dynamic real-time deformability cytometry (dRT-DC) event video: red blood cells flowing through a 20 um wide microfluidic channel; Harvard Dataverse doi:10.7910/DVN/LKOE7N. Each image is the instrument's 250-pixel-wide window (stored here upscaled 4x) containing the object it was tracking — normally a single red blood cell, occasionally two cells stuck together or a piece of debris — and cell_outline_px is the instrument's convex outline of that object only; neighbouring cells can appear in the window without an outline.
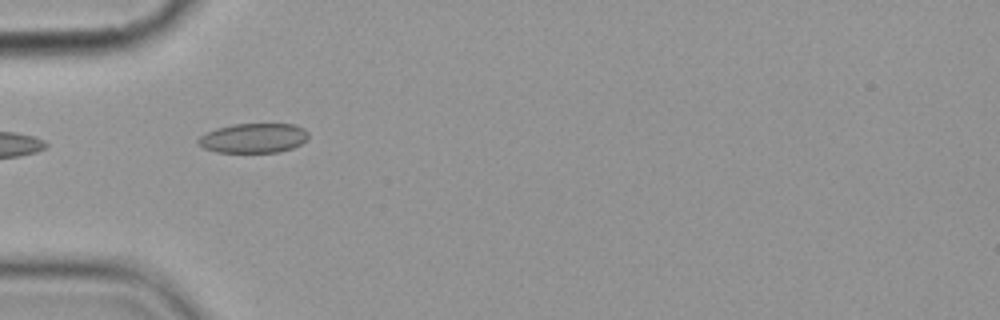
{"species": "common noctule bat (a hibernating species)", "species_latin": "Nyctalus noctula", "temperature_condition": "cold", "stored_images_in_passage": 6, "camera_frame_rate_fps": 3000, "um_per_image_px": 0.085, "animal": {"sex": "female", "body_mass_g": 19.9}, "frame": {"image": 1, "passage_image": 2, "time_ms": 1.0, "image_size_px": [1000, 320], "cell_outline_px": [[308, 140], [292, 148], [280, 152], [216, 152], [204, 148], [196, 144], [196, 140], [200, 136], [216, 128], [232, 124], [296, 124], [304, 128], [308, 132]], "centroid_in_image_um": [21.55, 11.73], "position_along_channel_um": 63.4, "area_um2": 19.19}}
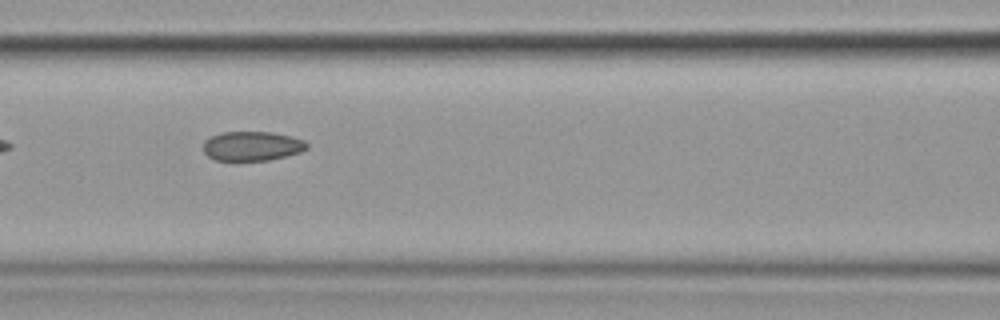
{"frame": {"image": 2, "passage_image": 4, "time_ms": 3.333, "image_size_px": [1000, 320], "cell_outline_px": [[308, 148], [300, 152], [268, 160], [216, 160], [208, 156], [204, 152], [204, 140], [220, 132], [272, 132], [292, 136], [304, 140], [308, 144]], "centroid_in_image_um": [21.43, 12.4], "position_along_channel_um": 145.2, "area_um2": 17.69}}
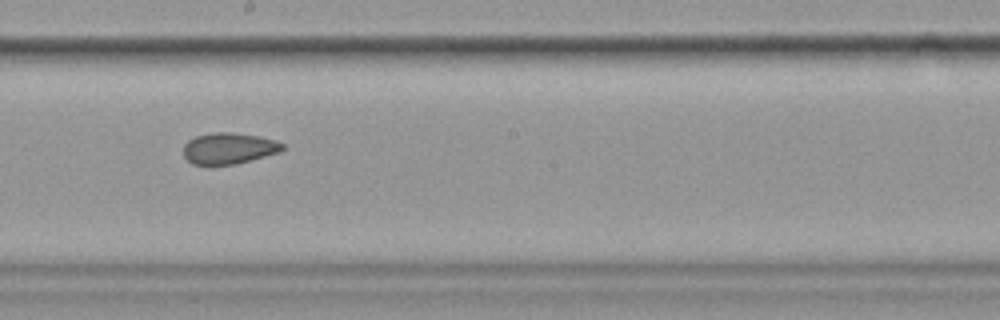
{"frame": {"image": 3, "passage_image": 6, "time_ms": 5.667, "image_size_px": [1000, 320], "cell_outline_px": [[284, 148], [280, 152], [236, 164], [208, 168], [192, 164], [184, 156], [184, 144], [188, 140], [196, 136], [212, 132], [232, 132], [256, 136], [276, 140], [284, 144]], "centroid_in_image_um": [19.4, 12.65], "position_along_channel_um": 228.8, "area_um2": 18.55}}